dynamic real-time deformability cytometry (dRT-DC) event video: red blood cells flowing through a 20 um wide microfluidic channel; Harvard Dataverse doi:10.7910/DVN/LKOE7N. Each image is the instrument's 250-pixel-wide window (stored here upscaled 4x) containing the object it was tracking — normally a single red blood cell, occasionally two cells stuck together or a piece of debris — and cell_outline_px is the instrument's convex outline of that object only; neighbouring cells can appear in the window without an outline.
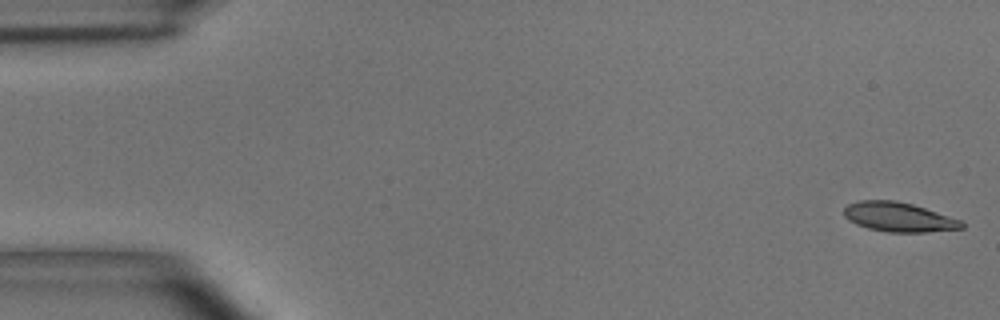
{"species": "common noctule bat (a hibernating species)", "species_latin": "Nyctalus noctula", "temperature_condition": "room temperature", "stored_images_in_passage": 54, "camera_frame_rate_fps": 3000, "um_per_image_px": 0.085, "animal": {"sex": "male", "body_mass_g": 15.6}, "frame": {"image": 1, "passage_image": 1, "time_ms": 0.0, "image_size_px": [1000, 320], "cell_outline_px": [[964, 228], [928, 232], [888, 232], [868, 228], [856, 224], [848, 220], [844, 216], [844, 208], [848, 204], [860, 200], [896, 200], [912, 204], [960, 220], [964, 224]], "centroid_in_image_um": [76.36, 18.45], "position_along_channel_um": 8.6, "area_um2": 20.06}}
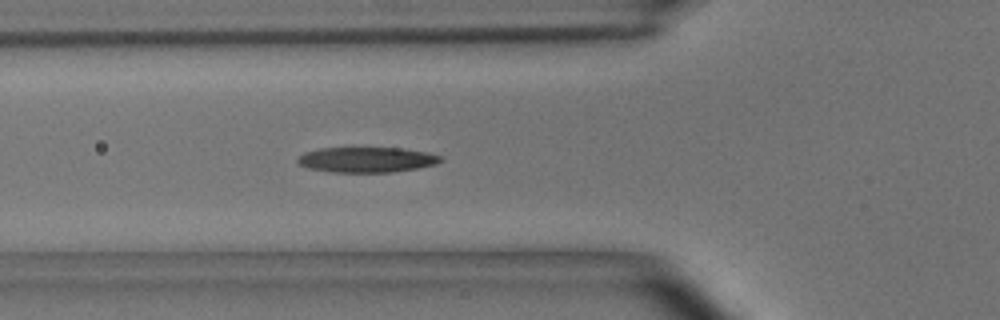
{"frame": {"image": 2, "passage_image": 19, "time_ms": 6.0, "image_size_px": [1000, 320], "cell_outline_px": [[444, 160], [436, 164], [416, 168], [392, 172], [336, 172], [308, 168], [300, 164], [296, 160], [304, 152], [320, 148], [404, 148], [428, 152], [444, 156]], "centroid_in_image_um": [31.23, 13.56], "position_along_channel_um": 94.6, "area_um2": 21.1}}
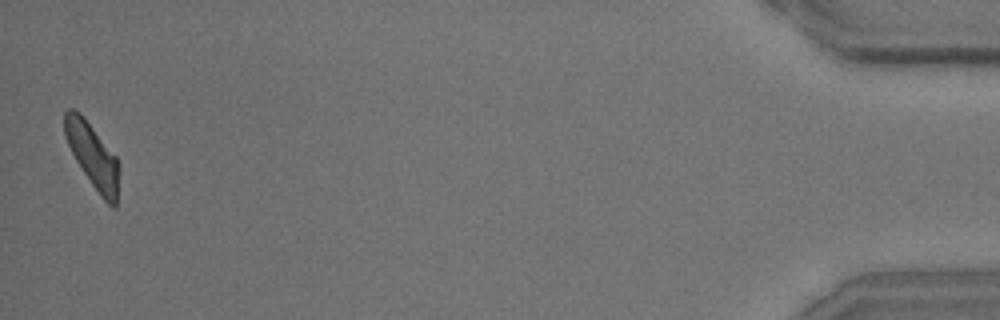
{"frame": {"image": 3, "passage_image": 54, "time_ms": 17.667, "image_size_px": [1000, 320], "cell_outline_px": [[120, 168], [116, 208], [112, 208], [100, 196], [76, 160], [68, 144], [64, 132], [64, 112], [68, 108], [72, 108], [80, 112], [84, 116], [116, 156]], "centroid_in_image_um": [7.89, 13.23], "position_along_channel_um": 427.3, "area_um2": 20.52}, "authors_computed_cell_mechanics": {"area_um2": 21.0681, "velocity_mm_per_s": 3.6205, "shape_relaxation_time_tau1_ms": 5.0346, "shape_relaxation_time_tau2_ms": 2.7286, "deformation_change_tau1": 0.1678, "deformation_change_tau2": 0.1146}}